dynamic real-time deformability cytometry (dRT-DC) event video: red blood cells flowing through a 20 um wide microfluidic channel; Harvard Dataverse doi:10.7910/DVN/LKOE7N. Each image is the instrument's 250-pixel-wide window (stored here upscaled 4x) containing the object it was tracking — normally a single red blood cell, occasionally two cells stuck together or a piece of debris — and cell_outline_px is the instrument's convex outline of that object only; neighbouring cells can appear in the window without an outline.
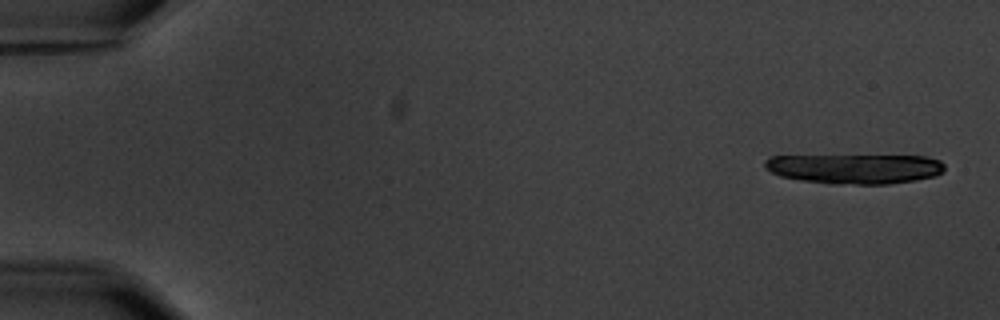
{"species": "common noctule bat (a hibernating species)", "species_latin": "Nyctalus noctula", "temperature_condition": "warm", "stored_images_in_passage": 1, "camera_frame_rate_fps": 3000, "um_per_image_px": 0.085, "animal": {"sex": "male", "body_mass_g": 20.1, "forearm_length_mm": 53.5}, "frame": {"image": 1, "passage_image": 1, "time_ms": 0.0, "image_size_px": [1000, 320], "cell_outline_px": [[944, 172], [936, 176], [916, 180], [888, 184], [832, 184], [800, 180], [780, 176], [764, 168], [764, 160], [772, 156], [928, 156], [940, 160], [944, 164]], "centroid_in_image_um": [72.69, 14.34], "position_along_channel_um": 12.3, "area_um2": 31.39}}